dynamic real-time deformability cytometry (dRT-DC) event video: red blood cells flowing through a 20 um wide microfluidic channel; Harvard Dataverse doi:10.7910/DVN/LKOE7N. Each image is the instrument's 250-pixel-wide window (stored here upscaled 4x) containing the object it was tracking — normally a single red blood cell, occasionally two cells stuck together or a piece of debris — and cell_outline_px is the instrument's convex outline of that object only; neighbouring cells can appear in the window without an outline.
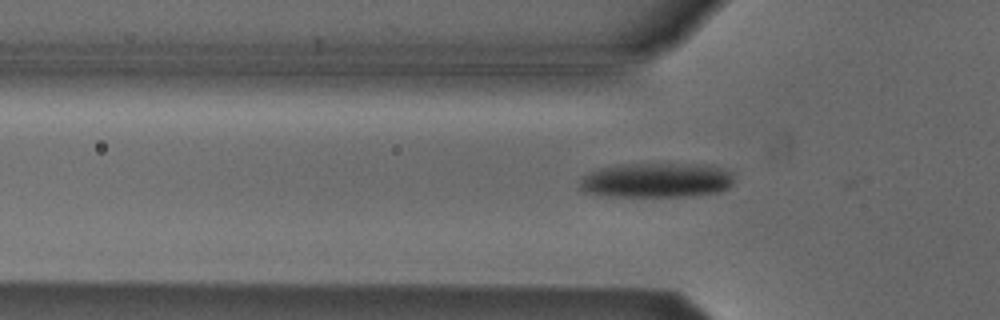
{"species": "Egyptian fruit bat (a non-hibernating species)", "species_latin": "Rousettus aegyptiacus", "temperature_condition": "cold", "stored_images_in_passage": 40, "camera_frame_rate_fps": 3000, "um_per_image_px": 0.085, "animal": {"sex": "male"}, "frame": {"image": 1, "passage_image": 15, "time_ms": 4.667, "image_size_px": [1000, 320], "cell_outline_px": [[732, 184], [728, 188], [720, 192], [696, 196], [608, 196], [584, 192], [580, 188], [580, 176], [588, 172], [600, 168], [616, 164], [708, 164], [724, 168], [732, 172]], "centroid_in_image_um": [55.81, 15.31], "position_along_channel_um": 70.0, "area_um2": 31.73}}
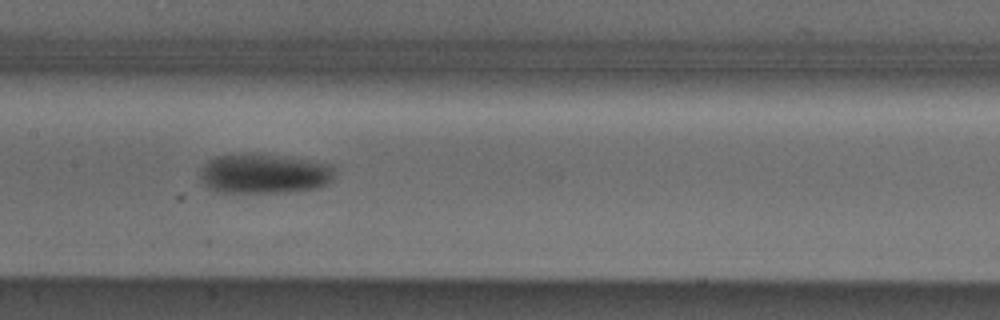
{"frame": {"image": 2, "passage_image": 24, "time_ms": 7.667, "image_size_px": [1000, 320], "cell_outline_px": [[332, 180], [328, 184], [316, 188], [284, 192], [216, 192], [200, 184], [200, 168], [208, 160], [216, 156], [248, 152], [332, 164]], "centroid_in_image_um": [22.35, 14.76], "position_along_channel_um": 185.1, "area_um2": 31.27}}
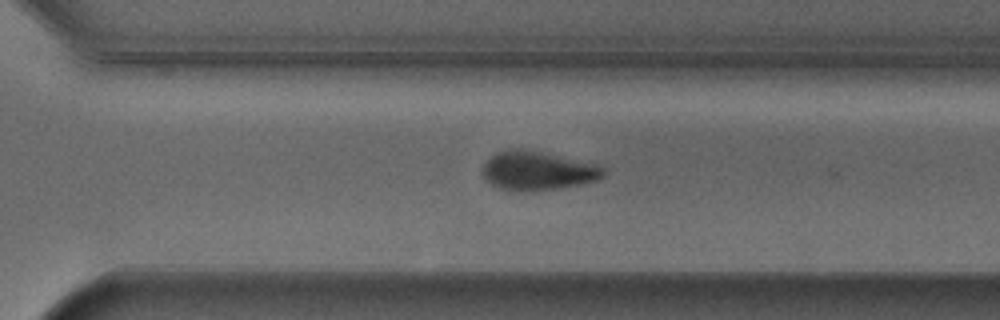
{"frame": {"image": 3, "passage_image": 35, "time_ms": 11.333, "image_size_px": [1000, 320], "cell_outline_px": [[604, 176], [596, 180], [580, 184], [556, 188], [500, 188], [484, 180], [484, 164], [496, 152], [512, 148], [524, 148], [596, 164], [604, 168]], "centroid_in_image_um": [45.71, 14.46], "position_along_channel_um": 324.9, "area_um2": 26.3}, "authors_computed_cell_mechanics": {"area_um2": 29.5069, "velocity_mm_per_s": 3.8247, "shape_relaxation_time_tau1_ms": 2.6684, "shape_relaxation_time_tau2_ms": null, "deformation_change_tau1": 0.1204, "deformation_change_tau2": null}}